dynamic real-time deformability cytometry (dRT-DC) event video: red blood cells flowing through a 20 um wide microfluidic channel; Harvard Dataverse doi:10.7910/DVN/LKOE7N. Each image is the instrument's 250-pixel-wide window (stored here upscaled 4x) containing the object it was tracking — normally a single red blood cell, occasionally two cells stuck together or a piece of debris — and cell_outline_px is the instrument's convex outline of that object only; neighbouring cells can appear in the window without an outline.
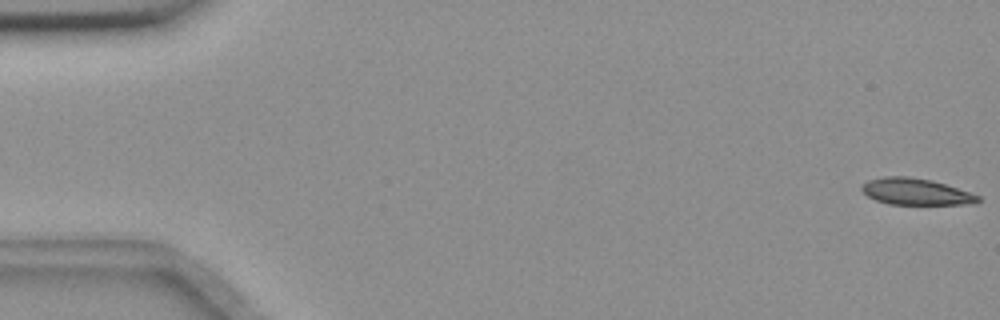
{"species": "common noctule bat (a hibernating species)", "species_latin": "Nyctalus noctula", "temperature_condition": "room temperature", "stored_images_in_passage": 57, "camera_frame_rate_fps": 3000, "um_per_image_px": 0.085, "animal": {"sex": "female", "body_mass_g": 18.4}, "frame": {"image": 1, "passage_image": 1, "time_ms": 0.0, "image_size_px": [1000, 320], "cell_outline_px": [[980, 200], [960, 204], [888, 204], [876, 200], [868, 196], [860, 188], [868, 180], [884, 176], [908, 176], [932, 180], [980, 196]], "centroid_in_image_um": [77.77, 16.28], "position_along_channel_um": 7.2, "area_um2": 17.57}}
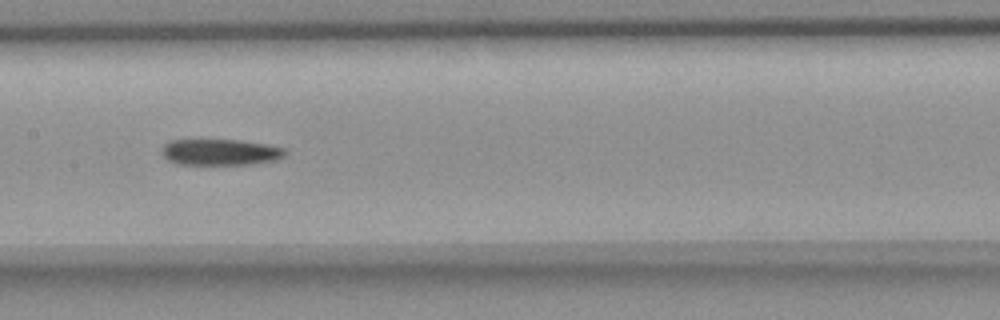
{"frame": {"image": 2, "passage_image": 28, "time_ms": 9.0, "image_size_px": [1000, 320], "cell_outline_px": [[288, 152], [284, 156], [276, 160], [252, 164], [176, 164], [168, 160], [160, 152], [164, 144], [168, 140], [240, 140], [264, 144], [284, 148]], "centroid_in_image_um": [18.71, 12.93], "position_along_channel_um": 188.7, "area_um2": 18.84}}
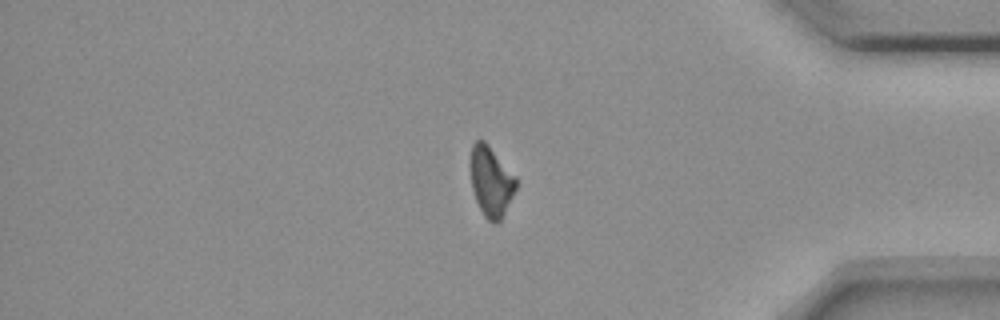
{"frame": {"image": 3, "passage_image": 47, "time_ms": 15.333, "image_size_px": [1000, 320], "cell_outline_px": [[516, 188], [500, 220], [496, 224], [492, 224], [484, 216], [476, 200], [472, 188], [472, 144], [476, 140], [484, 140], [488, 144], [516, 176]], "centroid_in_image_um": [41.75, 15.43], "position_along_channel_um": 393.4, "area_um2": 18.15}}